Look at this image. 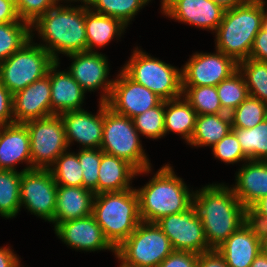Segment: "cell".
Masks as SVG:
<instances>
[{"instance_id":"cell-1","label":"cell","mask_w":267,"mask_h":267,"mask_svg":"<svg viewBox=\"0 0 267 267\" xmlns=\"http://www.w3.org/2000/svg\"><path fill=\"white\" fill-rule=\"evenodd\" d=\"M193 203L211 249H217L244 224L245 207L224 183H212L194 191Z\"/></svg>"},{"instance_id":"cell-2","label":"cell","mask_w":267,"mask_h":267,"mask_svg":"<svg viewBox=\"0 0 267 267\" xmlns=\"http://www.w3.org/2000/svg\"><path fill=\"white\" fill-rule=\"evenodd\" d=\"M81 4L57 5L31 25V34L37 31L43 42L39 45L57 62L60 61L59 54L87 51L85 0Z\"/></svg>"},{"instance_id":"cell-3","label":"cell","mask_w":267,"mask_h":267,"mask_svg":"<svg viewBox=\"0 0 267 267\" xmlns=\"http://www.w3.org/2000/svg\"><path fill=\"white\" fill-rule=\"evenodd\" d=\"M135 190L144 222L156 223L165 216L180 213L193 203L194 191L177 177L170 164L162 166L146 185Z\"/></svg>"},{"instance_id":"cell-4","label":"cell","mask_w":267,"mask_h":267,"mask_svg":"<svg viewBox=\"0 0 267 267\" xmlns=\"http://www.w3.org/2000/svg\"><path fill=\"white\" fill-rule=\"evenodd\" d=\"M264 15V6L260 0H248L243 5L225 10L215 31V49L237 63L247 60L254 39L262 28Z\"/></svg>"},{"instance_id":"cell-5","label":"cell","mask_w":267,"mask_h":267,"mask_svg":"<svg viewBox=\"0 0 267 267\" xmlns=\"http://www.w3.org/2000/svg\"><path fill=\"white\" fill-rule=\"evenodd\" d=\"M93 216L106 239L117 249L140 224L139 200L135 188L95 194Z\"/></svg>"},{"instance_id":"cell-6","label":"cell","mask_w":267,"mask_h":267,"mask_svg":"<svg viewBox=\"0 0 267 267\" xmlns=\"http://www.w3.org/2000/svg\"><path fill=\"white\" fill-rule=\"evenodd\" d=\"M100 149L131 164L138 174H149L151 163L143 150L132 119L115 113L103 102V135Z\"/></svg>"},{"instance_id":"cell-7","label":"cell","mask_w":267,"mask_h":267,"mask_svg":"<svg viewBox=\"0 0 267 267\" xmlns=\"http://www.w3.org/2000/svg\"><path fill=\"white\" fill-rule=\"evenodd\" d=\"M132 80L163 100L182 97L181 69L152 57L138 47L121 68Z\"/></svg>"},{"instance_id":"cell-8","label":"cell","mask_w":267,"mask_h":267,"mask_svg":"<svg viewBox=\"0 0 267 267\" xmlns=\"http://www.w3.org/2000/svg\"><path fill=\"white\" fill-rule=\"evenodd\" d=\"M169 238L152 222L141 221L116 249L121 267H158L173 252Z\"/></svg>"},{"instance_id":"cell-9","label":"cell","mask_w":267,"mask_h":267,"mask_svg":"<svg viewBox=\"0 0 267 267\" xmlns=\"http://www.w3.org/2000/svg\"><path fill=\"white\" fill-rule=\"evenodd\" d=\"M35 33L19 50L0 63V82L16 93L47 75L56 62L41 45L33 42Z\"/></svg>"},{"instance_id":"cell-10","label":"cell","mask_w":267,"mask_h":267,"mask_svg":"<svg viewBox=\"0 0 267 267\" xmlns=\"http://www.w3.org/2000/svg\"><path fill=\"white\" fill-rule=\"evenodd\" d=\"M30 134L32 169H49L69 149L60 115L24 123Z\"/></svg>"},{"instance_id":"cell-11","label":"cell","mask_w":267,"mask_h":267,"mask_svg":"<svg viewBox=\"0 0 267 267\" xmlns=\"http://www.w3.org/2000/svg\"><path fill=\"white\" fill-rule=\"evenodd\" d=\"M57 198V184L50 169L34 168L22 172L20 206L42 220L53 222Z\"/></svg>"},{"instance_id":"cell-12","label":"cell","mask_w":267,"mask_h":267,"mask_svg":"<svg viewBox=\"0 0 267 267\" xmlns=\"http://www.w3.org/2000/svg\"><path fill=\"white\" fill-rule=\"evenodd\" d=\"M156 224L169 238L173 250L196 254L212 250L206 241L204 227L194 203L180 213L161 218Z\"/></svg>"},{"instance_id":"cell-13","label":"cell","mask_w":267,"mask_h":267,"mask_svg":"<svg viewBox=\"0 0 267 267\" xmlns=\"http://www.w3.org/2000/svg\"><path fill=\"white\" fill-rule=\"evenodd\" d=\"M196 52L181 67L182 86H217L238 70V63L223 52Z\"/></svg>"},{"instance_id":"cell-14","label":"cell","mask_w":267,"mask_h":267,"mask_svg":"<svg viewBox=\"0 0 267 267\" xmlns=\"http://www.w3.org/2000/svg\"><path fill=\"white\" fill-rule=\"evenodd\" d=\"M117 76L106 102L115 113L132 119L163 101L157 94L132 80L122 69Z\"/></svg>"},{"instance_id":"cell-15","label":"cell","mask_w":267,"mask_h":267,"mask_svg":"<svg viewBox=\"0 0 267 267\" xmlns=\"http://www.w3.org/2000/svg\"><path fill=\"white\" fill-rule=\"evenodd\" d=\"M73 60L68 72L79 83L85 92L102 89L100 102H107L114 84L109 79V62L105 54L90 51L65 55Z\"/></svg>"},{"instance_id":"cell-16","label":"cell","mask_w":267,"mask_h":267,"mask_svg":"<svg viewBox=\"0 0 267 267\" xmlns=\"http://www.w3.org/2000/svg\"><path fill=\"white\" fill-rule=\"evenodd\" d=\"M54 231L62 242L77 251L111 250L116 254V249L106 239L93 214L60 222Z\"/></svg>"},{"instance_id":"cell-17","label":"cell","mask_w":267,"mask_h":267,"mask_svg":"<svg viewBox=\"0 0 267 267\" xmlns=\"http://www.w3.org/2000/svg\"><path fill=\"white\" fill-rule=\"evenodd\" d=\"M224 11L210 0H165L161 4V13L165 16L215 33Z\"/></svg>"},{"instance_id":"cell-18","label":"cell","mask_w":267,"mask_h":267,"mask_svg":"<svg viewBox=\"0 0 267 267\" xmlns=\"http://www.w3.org/2000/svg\"><path fill=\"white\" fill-rule=\"evenodd\" d=\"M98 106L96 115L84 109L59 114L68 147L75 141L82 146L81 149H100L103 135V102L99 101Z\"/></svg>"},{"instance_id":"cell-19","label":"cell","mask_w":267,"mask_h":267,"mask_svg":"<svg viewBox=\"0 0 267 267\" xmlns=\"http://www.w3.org/2000/svg\"><path fill=\"white\" fill-rule=\"evenodd\" d=\"M14 123L51 116V84L47 75L13 94Z\"/></svg>"},{"instance_id":"cell-20","label":"cell","mask_w":267,"mask_h":267,"mask_svg":"<svg viewBox=\"0 0 267 267\" xmlns=\"http://www.w3.org/2000/svg\"><path fill=\"white\" fill-rule=\"evenodd\" d=\"M26 163L22 171L31 170L30 134L25 124L0 126V168L16 171L17 164Z\"/></svg>"},{"instance_id":"cell-21","label":"cell","mask_w":267,"mask_h":267,"mask_svg":"<svg viewBox=\"0 0 267 267\" xmlns=\"http://www.w3.org/2000/svg\"><path fill=\"white\" fill-rule=\"evenodd\" d=\"M60 62L56 61L49 68L51 84V115L66 111L82 110L86 92L67 70H57Z\"/></svg>"},{"instance_id":"cell-22","label":"cell","mask_w":267,"mask_h":267,"mask_svg":"<svg viewBox=\"0 0 267 267\" xmlns=\"http://www.w3.org/2000/svg\"><path fill=\"white\" fill-rule=\"evenodd\" d=\"M234 194L244 207H252L267 196V161L247 160L236 172Z\"/></svg>"},{"instance_id":"cell-23","label":"cell","mask_w":267,"mask_h":267,"mask_svg":"<svg viewBox=\"0 0 267 267\" xmlns=\"http://www.w3.org/2000/svg\"><path fill=\"white\" fill-rule=\"evenodd\" d=\"M228 267H250L261 252V242L250 229L241 225L218 248Z\"/></svg>"},{"instance_id":"cell-24","label":"cell","mask_w":267,"mask_h":267,"mask_svg":"<svg viewBox=\"0 0 267 267\" xmlns=\"http://www.w3.org/2000/svg\"><path fill=\"white\" fill-rule=\"evenodd\" d=\"M94 198L95 193L83 187L57 185L53 226L60 222L91 215Z\"/></svg>"},{"instance_id":"cell-25","label":"cell","mask_w":267,"mask_h":267,"mask_svg":"<svg viewBox=\"0 0 267 267\" xmlns=\"http://www.w3.org/2000/svg\"><path fill=\"white\" fill-rule=\"evenodd\" d=\"M138 171L127 161L102 151L98 172V194L132 189Z\"/></svg>"},{"instance_id":"cell-26","label":"cell","mask_w":267,"mask_h":267,"mask_svg":"<svg viewBox=\"0 0 267 267\" xmlns=\"http://www.w3.org/2000/svg\"><path fill=\"white\" fill-rule=\"evenodd\" d=\"M127 26L119 19L92 11L85 2V29L87 51L104 48L115 37H121Z\"/></svg>"},{"instance_id":"cell-27","label":"cell","mask_w":267,"mask_h":267,"mask_svg":"<svg viewBox=\"0 0 267 267\" xmlns=\"http://www.w3.org/2000/svg\"><path fill=\"white\" fill-rule=\"evenodd\" d=\"M196 118V111L183 96L165 100V135L169 132L179 134L188 144L195 130Z\"/></svg>"},{"instance_id":"cell-28","label":"cell","mask_w":267,"mask_h":267,"mask_svg":"<svg viewBox=\"0 0 267 267\" xmlns=\"http://www.w3.org/2000/svg\"><path fill=\"white\" fill-rule=\"evenodd\" d=\"M231 130L230 114L197 115L195 130L188 144L195 147H212Z\"/></svg>"},{"instance_id":"cell-29","label":"cell","mask_w":267,"mask_h":267,"mask_svg":"<svg viewBox=\"0 0 267 267\" xmlns=\"http://www.w3.org/2000/svg\"><path fill=\"white\" fill-rule=\"evenodd\" d=\"M22 170H0V216L13 219L19 213Z\"/></svg>"},{"instance_id":"cell-30","label":"cell","mask_w":267,"mask_h":267,"mask_svg":"<svg viewBox=\"0 0 267 267\" xmlns=\"http://www.w3.org/2000/svg\"><path fill=\"white\" fill-rule=\"evenodd\" d=\"M249 160L267 161V118L253 128H232Z\"/></svg>"},{"instance_id":"cell-31","label":"cell","mask_w":267,"mask_h":267,"mask_svg":"<svg viewBox=\"0 0 267 267\" xmlns=\"http://www.w3.org/2000/svg\"><path fill=\"white\" fill-rule=\"evenodd\" d=\"M151 0H85L88 7L97 13L119 19L130 25L135 15Z\"/></svg>"},{"instance_id":"cell-32","label":"cell","mask_w":267,"mask_h":267,"mask_svg":"<svg viewBox=\"0 0 267 267\" xmlns=\"http://www.w3.org/2000/svg\"><path fill=\"white\" fill-rule=\"evenodd\" d=\"M182 96L197 115L225 113L216 86H182Z\"/></svg>"},{"instance_id":"cell-33","label":"cell","mask_w":267,"mask_h":267,"mask_svg":"<svg viewBox=\"0 0 267 267\" xmlns=\"http://www.w3.org/2000/svg\"><path fill=\"white\" fill-rule=\"evenodd\" d=\"M31 39V25L26 21L0 23V63Z\"/></svg>"},{"instance_id":"cell-34","label":"cell","mask_w":267,"mask_h":267,"mask_svg":"<svg viewBox=\"0 0 267 267\" xmlns=\"http://www.w3.org/2000/svg\"><path fill=\"white\" fill-rule=\"evenodd\" d=\"M57 185L83 187V174L78 153L67 150L49 168Z\"/></svg>"},{"instance_id":"cell-35","label":"cell","mask_w":267,"mask_h":267,"mask_svg":"<svg viewBox=\"0 0 267 267\" xmlns=\"http://www.w3.org/2000/svg\"><path fill=\"white\" fill-rule=\"evenodd\" d=\"M216 89L221 107L227 114H230L249 96L244 76L239 69L229 78L221 81Z\"/></svg>"},{"instance_id":"cell-36","label":"cell","mask_w":267,"mask_h":267,"mask_svg":"<svg viewBox=\"0 0 267 267\" xmlns=\"http://www.w3.org/2000/svg\"><path fill=\"white\" fill-rule=\"evenodd\" d=\"M238 69L244 76L249 96L267 103V62L248 58L238 63Z\"/></svg>"},{"instance_id":"cell-37","label":"cell","mask_w":267,"mask_h":267,"mask_svg":"<svg viewBox=\"0 0 267 267\" xmlns=\"http://www.w3.org/2000/svg\"><path fill=\"white\" fill-rule=\"evenodd\" d=\"M230 116L232 128H253L267 118V103L248 96Z\"/></svg>"},{"instance_id":"cell-38","label":"cell","mask_w":267,"mask_h":267,"mask_svg":"<svg viewBox=\"0 0 267 267\" xmlns=\"http://www.w3.org/2000/svg\"><path fill=\"white\" fill-rule=\"evenodd\" d=\"M164 116L165 100H163L158 106L135 116L132 118V121L139 134L156 140L165 136Z\"/></svg>"},{"instance_id":"cell-39","label":"cell","mask_w":267,"mask_h":267,"mask_svg":"<svg viewBox=\"0 0 267 267\" xmlns=\"http://www.w3.org/2000/svg\"><path fill=\"white\" fill-rule=\"evenodd\" d=\"M101 149H80L78 160L83 174V188L98 194V172L101 162Z\"/></svg>"},{"instance_id":"cell-40","label":"cell","mask_w":267,"mask_h":267,"mask_svg":"<svg viewBox=\"0 0 267 267\" xmlns=\"http://www.w3.org/2000/svg\"><path fill=\"white\" fill-rule=\"evenodd\" d=\"M212 153L215 159L232 165L237 162H245L249 160L244 155L238 138L232 130L212 146Z\"/></svg>"},{"instance_id":"cell-41","label":"cell","mask_w":267,"mask_h":267,"mask_svg":"<svg viewBox=\"0 0 267 267\" xmlns=\"http://www.w3.org/2000/svg\"><path fill=\"white\" fill-rule=\"evenodd\" d=\"M15 5L19 18L30 25L56 6L52 0H15Z\"/></svg>"},{"instance_id":"cell-42","label":"cell","mask_w":267,"mask_h":267,"mask_svg":"<svg viewBox=\"0 0 267 267\" xmlns=\"http://www.w3.org/2000/svg\"><path fill=\"white\" fill-rule=\"evenodd\" d=\"M244 224L260 242L267 238V217L253 207H245Z\"/></svg>"},{"instance_id":"cell-43","label":"cell","mask_w":267,"mask_h":267,"mask_svg":"<svg viewBox=\"0 0 267 267\" xmlns=\"http://www.w3.org/2000/svg\"><path fill=\"white\" fill-rule=\"evenodd\" d=\"M198 254L174 250L158 267H197Z\"/></svg>"},{"instance_id":"cell-44","label":"cell","mask_w":267,"mask_h":267,"mask_svg":"<svg viewBox=\"0 0 267 267\" xmlns=\"http://www.w3.org/2000/svg\"><path fill=\"white\" fill-rule=\"evenodd\" d=\"M13 94L0 82V126L14 123Z\"/></svg>"},{"instance_id":"cell-45","label":"cell","mask_w":267,"mask_h":267,"mask_svg":"<svg viewBox=\"0 0 267 267\" xmlns=\"http://www.w3.org/2000/svg\"><path fill=\"white\" fill-rule=\"evenodd\" d=\"M249 58L267 62V32L262 28L256 35Z\"/></svg>"},{"instance_id":"cell-46","label":"cell","mask_w":267,"mask_h":267,"mask_svg":"<svg viewBox=\"0 0 267 267\" xmlns=\"http://www.w3.org/2000/svg\"><path fill=\"white\" fill-rule=\"evenodd\" d=\"M197 267H228V265L217 249H212L198 254Z\"/></svg>"},{"instance_id":"cell-47","label":"cell","mask_w":267,"mask_h":267,"mask_svg":"<svg viewBox=\"0 0 267 267\" xmlns=\"http://www.w3.org/2000/svg\"><path fill=\"white\" fill-rule=\"evenodd\" d=\"M23 21L19 18L15 0H0V23Z\"/></svg>"},{"instance_id":"cell-48","label":"cell","mask_w":267,"mask_h":267,"mask_svg":"<svg viewBox=\"0 0 267 267\" xmlns=\"http://www.w3.org/2000/svg\"><path fill=\"white\" fill-rule=\"evenodd\" d=\"M20 259L11 247H0V267H21Z\"/></svg>"},{"instance_id":"cell-49","label":"cell","mask_w":267,"mask_h":267,"mask_svg":"<svg viewBox=\"0 0 267 267\" xmlns=\"http://www.w3.org/2000/svg\"><path fill=\"white\" fill-rule=\"evenodd\" d=\"M223 10H230L237 6L245 4L248 0H210Z\"/></svg>"},{"instance_id":"cell-50","label":"cell","mask_w":267,"mask_h":267,"mask_svg":"<svg viewBox=\"0 0 267 267\" xmlns=\"http://www.w3.org/2000/svg\"><path fill=\"white\" fill-rule=\"evenodd\" d=\"M252 207L261 215L267 217V196L262 197Z\"/></svg>"},{"instance_id":"cell-51","label":"cell","mask_w":267,"mask_h":267,"mask_svg":"<svg viewBox=\"0 0 267 267\" xmlns=\"http://www.w3.org/2000/svg\"><path fill=\"white\" fill-rule=\"evenodd\" d=\"M250 267H267V256L260 252Z\"/></svg>"},{"instance_id":"cell-52","label":"cell","mask_w":267,"mask_h":267,"mask_svg":"<svg viewBox=\"0 0 267 267\" xmlns=\"http://www.w3.org/2000/svg\"><path fill=\"white\" fill-rule=\"evenodd\" d=\"M261 252L267 256V238L261 242Z\"/></svg>"},{"instance_id":"cell-53","label":"cell","mask_w":267,"mask_h":267,"mask_svg":"<svg viewBox=\"0 0 267 267\" xmlns=\"http://www.w3.org/2000/svg\"><path fill=\"white\" fill-rule=\"evenodd\" d=\"M60 1H61V3L64 1V3H69V2H83L84 0H52V2L57 6V5H62V4H60ZM66 1V2H65ZM69 1V2H68Z\"/></svg>"},{"instance_id":"cell-54","label":"cell","mask_w":267,"mask_h":267,"mask_svg":"<svg viewBox=\"0 0 267 267\" xmlns=\"http://www.w3.org/2000/svg\"><path fill=\"white\" fill-rule=\"evenodd\" d=\"M262 29L267 32V15H264L263 21H262Z\"/></svg>"},{"instance_id":"cell-55","label":"cell","mask_w":267,"mask_h":267,"mask_svg":"<svg viewBox=\"0 0 267 267\" xmlns=\"http://www.w3.org/2000/svg\"><path fill=\"white\" fill-rule=\"evenodd\" d=\"M260 2H261L262 5L264 6V12H265V14L267 15V10H266L267 7L265 8L267 0H260Z\"/></svg>"}]
</instances>
